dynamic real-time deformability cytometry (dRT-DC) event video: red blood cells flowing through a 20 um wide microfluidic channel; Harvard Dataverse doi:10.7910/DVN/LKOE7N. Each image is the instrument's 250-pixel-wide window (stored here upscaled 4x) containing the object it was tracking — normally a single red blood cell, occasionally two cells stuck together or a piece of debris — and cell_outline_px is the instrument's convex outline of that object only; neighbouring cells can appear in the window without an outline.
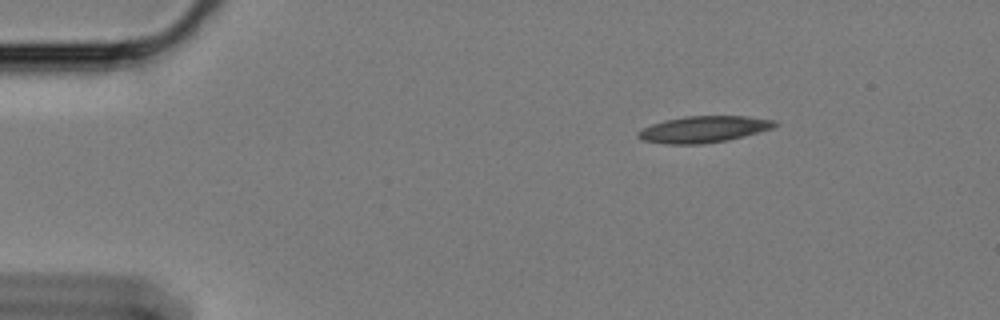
{"species": "Egyptian fruit bat (a non-hibernating species)", "species_latin": "Rousettus aegyptiacus", "temperature_condition": "cold", "stored_images_in_passage": 51, "camera_frame_rate_fps": 3000, "um_per_image_px": 0.085, "animal": {"sex": "female"}, "frame": {"image": 1, "passage_image": 1, "time_ms": 0.0, "image_size_px": [1000, 320], "cell_outline_px": [[780, 124], [772, 128], [728, 140], [700, 144], [664, 144], [640, 140], [636, 136], [636, 132], [640, 128], [664, 120], [684, 116], [744, 116], [776, 120]], "centroid_in_image_um": [59.75, 10.99], "position_along_channel_um": 25.3, "area_um2": 21.27}}
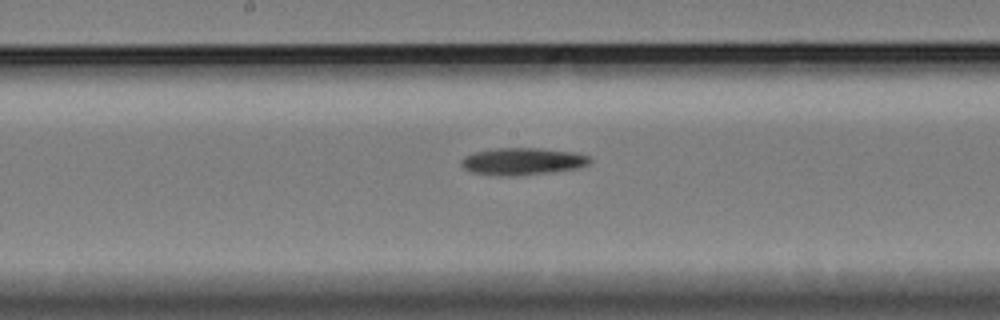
{"frame": {"image": 2, "passage_image": 23, "time_ms": 7.333, "image_size_px": [1000, 320], "cell_outline_px": [[592, 160], [588, 164], [576, 168], [552, 172], [520, 176], [496, 176], [472, 172], [464, 168], [460, 164], [460, 160], [464, 156], [476, 152], [496, 148], [540, 148], [580, 152], [588, 156]], "centroid_in_image_um": [44.42, 13.72], "position_along_channel_um": 203.8, "area_um2": 20.63}}
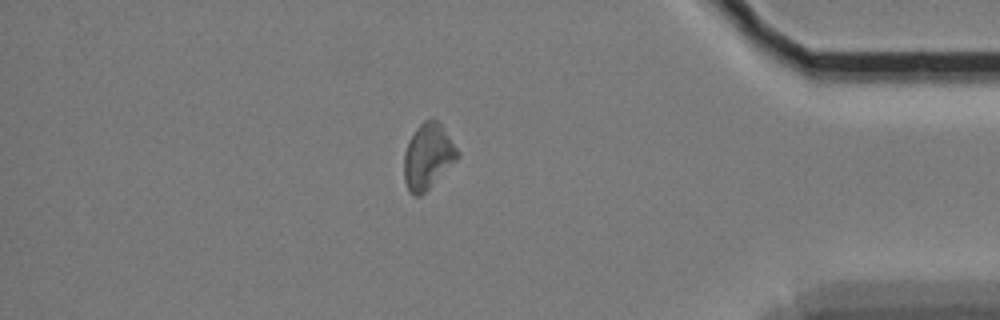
{"frame": {"image": 3, "passage_image": 43, "time_ms": 14.0, "image_size_px": [1000, 320], "cell_outline_px": [[460, 156], [420, 196], [416, 196], [408, 192], [404, 180], [404, 152], [416, 128], [424, 120], [436, 120], [440, 124], [460, 152]], "centroid_in_image_um": [36.36, 13.31], "position_along_channel_um": 398.8, "area_um2": 19.94}, "authors_computed_cell_mechanics": {"area_um2": 20.1722, "velocity_mm_per_s": 3.3825, "shape_relaxation_time_tau1_ms": 7.6056, "shape_relaxation_time_tau2_ms": null, "deformation_change_tau1": 0.1176, "deformation_change_tau2": null}}